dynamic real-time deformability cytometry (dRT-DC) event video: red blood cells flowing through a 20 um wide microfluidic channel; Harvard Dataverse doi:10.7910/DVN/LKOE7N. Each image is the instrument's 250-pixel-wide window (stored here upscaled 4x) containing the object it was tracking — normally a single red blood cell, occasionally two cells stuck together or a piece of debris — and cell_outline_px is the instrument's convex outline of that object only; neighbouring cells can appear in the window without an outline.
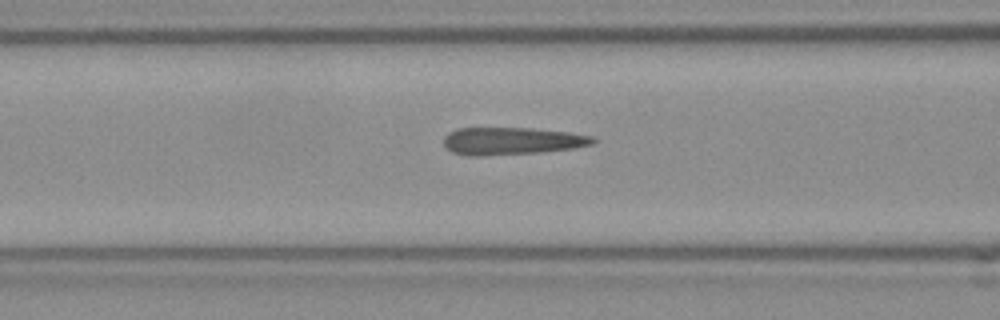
{"species": "Egyptian fruit bat (a non-hibernating species)", "species_latin": "Rousettus aegyptiacus", "temperature_condition": "room temperature", "stored_images_in_passage": 19, "camera_frame_rate_fps": 3000, "um_per_image_px": 0.085, "frame": {"image": 1, "passage_image": 11, "time_ms": 3.333, "image_size_px": [1000, 320], "cell_outline_px": [[596, 140], [592, 144], [572, 148], [540, 152], [476, 156], [452, 152], [444, 144], [444, 136], [448, 132], [456, 128], [532, 128], [568, 132], [592, 136]], "centroid_in_image_um": [43.48, 11.97], "position_along_channel_um": 123.1, "area_um2": 23.64}}
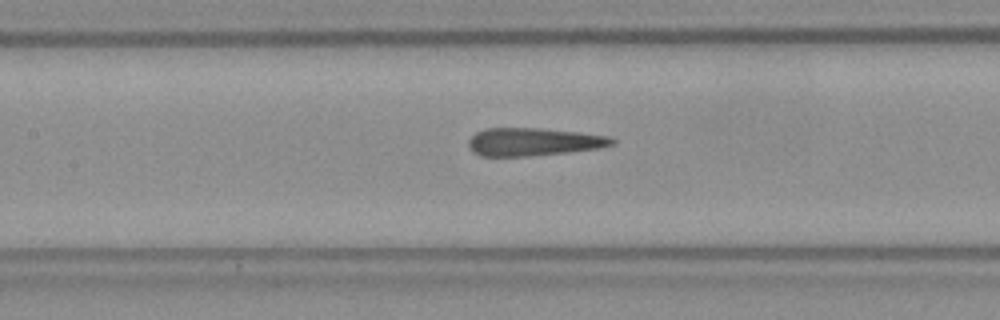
{"frame": {"image": 2, "passage_image": 14, "time_ms": 4.333, "image_size_px": [1000, 320], "cell_outline_px": [[616, 144], [596, 148], [568, 152], [528, 156], [480, 156], [472, 152], [468, 144], [468, 140], [476, 132], [484, 128], [540, 128], [576, 132], [608, 136], [616, 140]], "centroid_in_image_um": [45.3, 12.05], "position_along_channel_um": 162.1, "area_um2": 23.29}}